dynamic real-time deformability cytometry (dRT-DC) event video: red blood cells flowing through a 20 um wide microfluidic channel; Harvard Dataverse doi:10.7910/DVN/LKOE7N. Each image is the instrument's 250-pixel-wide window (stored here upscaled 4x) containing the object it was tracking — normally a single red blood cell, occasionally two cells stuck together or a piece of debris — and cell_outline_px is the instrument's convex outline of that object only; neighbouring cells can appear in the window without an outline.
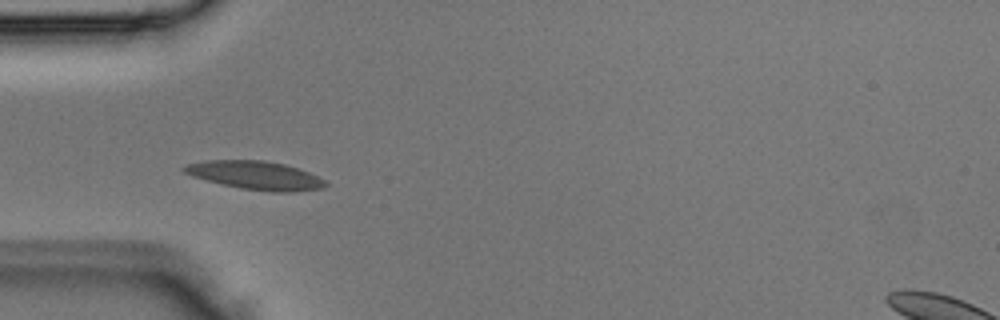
{"species": "Egyptian fruit bat (a non-hibernating species)", "species_latin": "Rousettus aegyptiacus", "temperature_condition": "room temperature", "stored_images_in_passage": 5, "camera_frame_rate_fps": 3000, "um_per_image_px": 0.085, "animal": {"sex": "male"}, "frame": {"image": 1, "passage_image": 4, "time_ms": 1.0, "image_size_px": [1000, 320], "cell_outline_px": [[328, 184], [324, 188], [292, 192], [272, 192], [240, 188], [220, 184], [192, 176], [184, 172], [180, 168], [188, 164], [208, 160], [264, 160], [284, 164], [308, 172], [324, 180]], "centroid_in_image_um": [21.7, 14.91], "position_along_channel_um": 63.3, "area_um2": 23.35}}
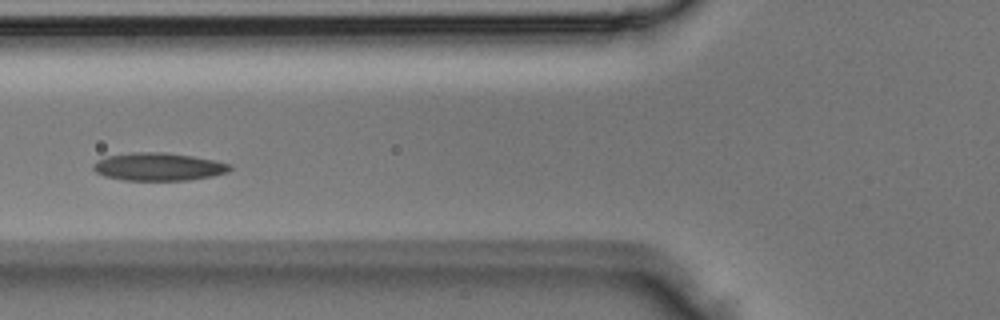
{"frame": {"image": 2, "passage_image": 5, "time_ms": 1.333, "image_size_px": [1000, 320], "cell_outline_px": [[232, 168], [228, 172], [212, 176], [188, 180], [124, 180], [104, 176], [96, 172], [92, 168], [92, 164], [96, 160], [108, 156], [132, 152], [164, 152], [192, 156], [216, 160], [232, 164]], "centroid_in_image_um": [13.47, 14.17], "position_along_channel_um": 112.3, "area_um2": 22.31}}